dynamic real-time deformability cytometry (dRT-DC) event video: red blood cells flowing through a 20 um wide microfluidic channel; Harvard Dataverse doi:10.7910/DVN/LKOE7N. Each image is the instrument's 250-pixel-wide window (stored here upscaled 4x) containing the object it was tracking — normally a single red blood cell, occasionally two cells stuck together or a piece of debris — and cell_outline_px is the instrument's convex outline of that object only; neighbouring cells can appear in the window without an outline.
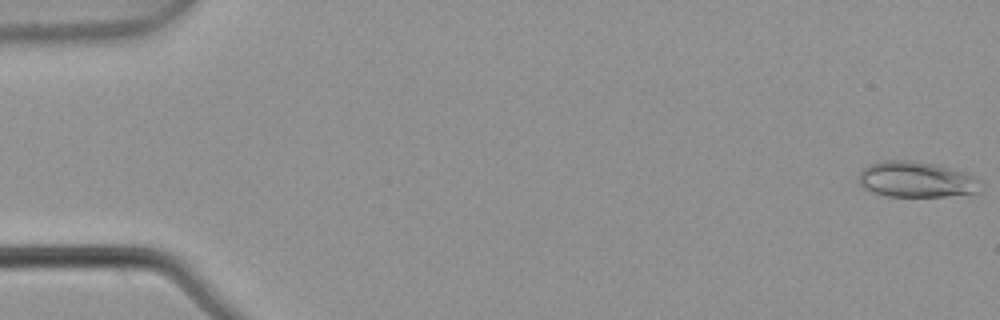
{"species": "common noctule bat (a hibernating species)", "species_latin": "Nyctalus noctula", "temperature_condition": "warm", "stored_images_in_passage": 3, "camera_frame_rate_fps": 3000, "um_per_image_px": 0.085, "animal": {"sex": "male", "body_mass_g": 21.5, "forearm_length_mm": 52.0}, "frame": {"image": 1, "passage_image": 1, "time_ms": 0.0, "image_size_px": [1000, 320], "cell_outline_px": [[976, 192], [944, 196], [888, 196], [872, 192], [864, 188], [860, 184], [860, 172], [868, 164], [884, 160], [912, 160], [936, 164], [964, 172], [972, 176], [976, 180]], "centroid_in_image_um": [77.78, 15.24], "position_along_channel_um": 7.2, "area_um2": 24.85}}